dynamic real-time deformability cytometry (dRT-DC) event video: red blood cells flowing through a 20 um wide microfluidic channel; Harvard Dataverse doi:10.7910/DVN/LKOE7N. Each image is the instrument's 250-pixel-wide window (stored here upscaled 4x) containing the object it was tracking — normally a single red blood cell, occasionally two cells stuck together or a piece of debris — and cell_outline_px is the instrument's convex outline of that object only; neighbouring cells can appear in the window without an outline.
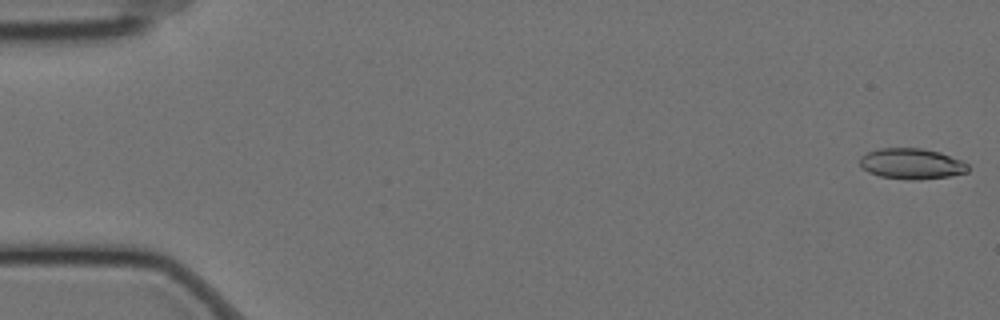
{"species": "Egyptian fruit bat (a non-hibernating species)", "species_latin": "Rousettus aegyptiacus", "temperature_condition": "cold", "stored_images_in_passage": 58, "camera_frame_rate_fps": 3000, "um_per_image_px": 0.085, "animal": {"sex": "female"}, "frame": {"image": 1, "passage_image": 1, "time_ms": 0.0, "image_size_px": [1000, 320], "cell_outline_px": [[968, 172], [948, 176], [916, 180], [908, 180], [880, 176], [868, 172], [860, 164], [860, 156], [876, 148], [920, 148], [940, 152], [960, 160], [968, 164]], "centroid_in_image_um": [77.47, 13.91], "position_along_channel_um": 7.5, "area_um2": 19.31}}
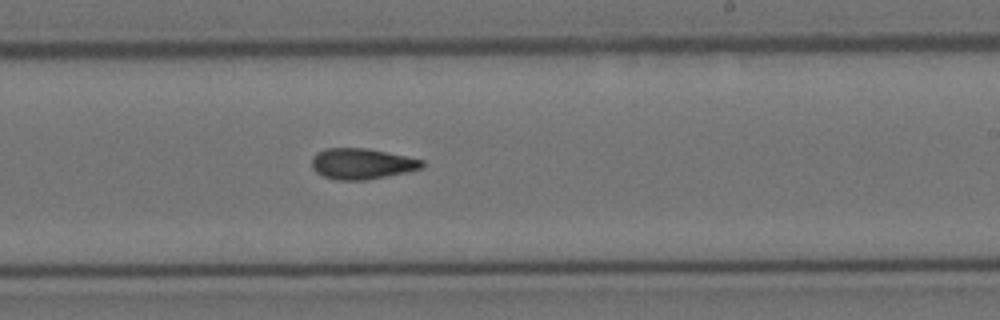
{"frame": {"image": 2, "passage_image": 35, "time_ms": 11.333, "image_size_px": [1000, 320], "cell_outline_px": [[424, 168], [364, 180], [336, 180], [324, 176], [316, 172], [312, 168], [312, 156], [316, 152], [324, 148], [368, 148], [424, 160]], "centroid_in_image_um": [30.72, 13.9], "position_along_channel_um": 258.3, "area_um2": 19.77}}
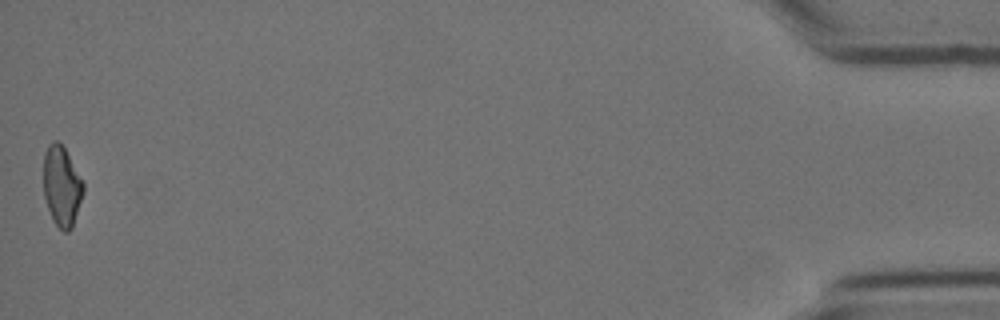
{"frame": {"image": 3, "passage_image": 58, "time_ms": 19.0, "image_size_px": [1000, 320], "cell_outline_px": [[84, 192], [72, 228], [68, 232], [64, 232], [52, 220], [44, 196], [44, 152], [48, 144], [52, 140], [56, 140], [64, 148], [84, 184]], "centroid_in_image_um": [5.24, 15.84], "position_along_channel_um": 430.0, "area_um2": 18.44}, "authors_computed_cell_mechanics": {"area_um2": 19.5364, "velocity_mm_per_s": 3.4703, "shape_relaxation_time_tau1_ms": null, "shape_relaxation_time_tau2_ms": 5.063, "deformation_change_tau1": null, "deformation_change_tau2": 0.1322}}